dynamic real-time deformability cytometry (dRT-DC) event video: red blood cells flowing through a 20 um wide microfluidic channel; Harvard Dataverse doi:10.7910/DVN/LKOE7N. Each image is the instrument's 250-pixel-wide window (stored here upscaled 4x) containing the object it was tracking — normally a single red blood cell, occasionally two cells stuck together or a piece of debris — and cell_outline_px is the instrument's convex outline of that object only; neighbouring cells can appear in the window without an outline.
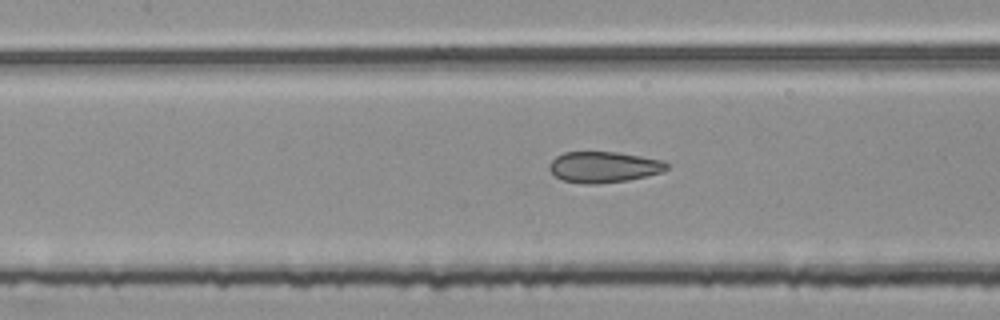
{"species": "common noctule bat (a hibernating species)", "species_latin": "Nyctalus noctula", "temperature_condition": "room temperature", "stored_images_in_passage": 55, "segment_of_instrument_passage": [2, 2], "camera_frame_rate_fps": 3000, "um_per_image_px": 0.085, "animal": {"sex": "female", "body_mass_g": 25.1}, "frame": {"image": 1, "passage_image": 24, "time_ms": 7.667, "image_size_px": [1000, 320], "cell_outline_px": [[668, 168], [660, 172], [628, 180], [596, 184], [584, 184], [564, 180], [556, 176], [548, 168], [548, 164], [556, 156], [564, 152], [620, 152], [660, 160], [668, 164]], "centroid_in_image_um": [51.28, 14.19], "position_along_channel_um": 156.1, "area_um2": 20.98}}
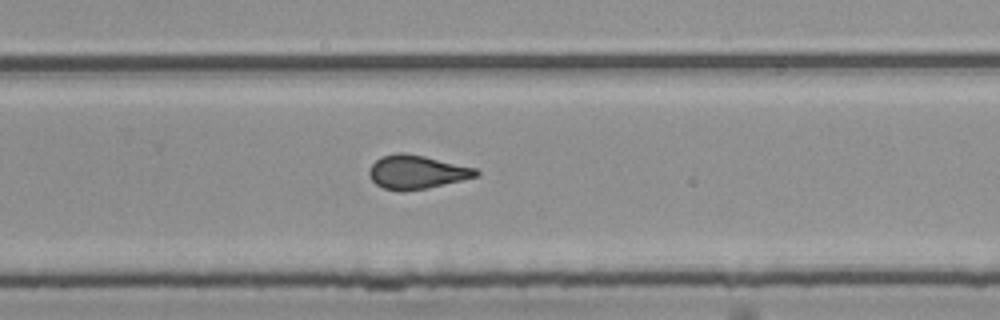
{"frame": {"image": 2, "passage_image": 35, "time_ms": 11.333, "image_size_px": [1000, 320], "cell_outline_px": [[480, 176], [428, 188], [404, 192], [400, 192], [384, 188], [376, 184], [368, 176], [368, 172], [372, 164], [380, 156], [396, 152], [404, 152], [424, 156], [476, 168], [480, 172]], "centroid_in_image_um": [35.41, 14.63], "position_along_channel_um": 294.4, "area_um2": 21.27}}
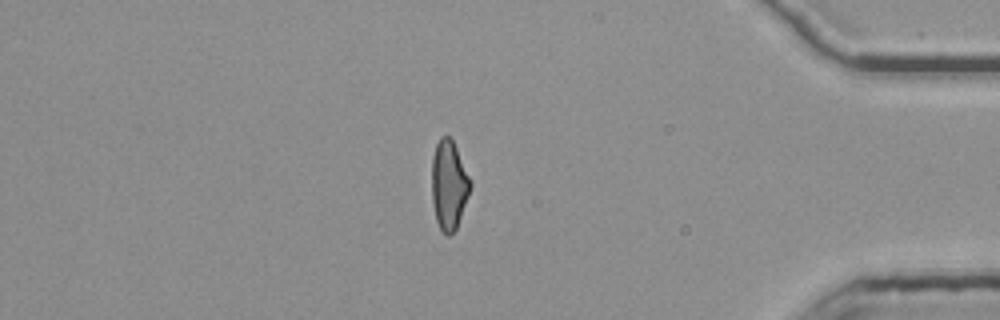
{"frame": {"image": 3, "passage_image": 46, "time_ms": 15.0, "image_size_px": [1000, 320], "cell_outline_px": [[472, 184], [468, 196], [456, 228], [448, 236], [440, 228], [436, 220], [432, 200], [432, 156], [436, 144], [440, 136], [448, 136], [452, 140], [472, 180]], "centroid_in_image_um": [38.15, 15.69], "position_along_channel_um": 397.0, "area_um2": 19.88}}